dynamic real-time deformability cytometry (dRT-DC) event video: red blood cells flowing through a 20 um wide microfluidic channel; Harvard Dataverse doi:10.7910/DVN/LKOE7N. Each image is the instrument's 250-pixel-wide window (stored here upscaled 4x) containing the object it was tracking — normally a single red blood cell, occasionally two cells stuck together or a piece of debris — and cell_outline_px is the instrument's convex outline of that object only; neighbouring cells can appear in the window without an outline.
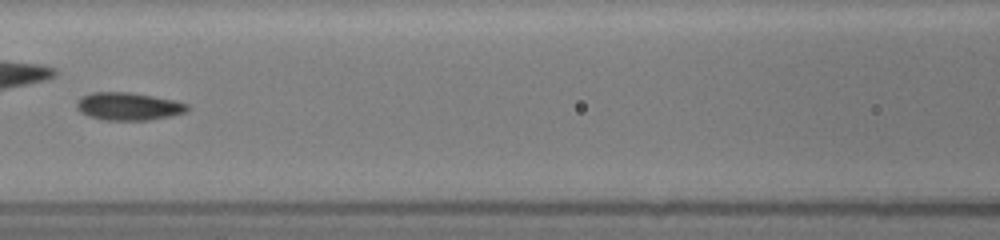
{"species": "common noctule bat (a hibernating species)", "species_latin": "Nyctalus noctula", "temperature_condition": "room temperature", "stored_images_in_passage": 19, "camera_frame_rate_fps": 3000, "um_per_image_px": 0.085, "animal": {"sex": "female", "body_mass_g": 19.5, "forearm_length_mm": 54.1}, "frame": {"image": 1, "passage_image": 17, "time_ms": 6.333, "image_size_px": [1000, 240], "cell_outline_px": [[188, 108], [184, 112], [172, 116], [148, 120], [104, 120], [88, 116], [80, 112], [76, 108], [76, 100], [80, 96], [92, 92], [128, 92], [176, 100], [188, 104]], "centroid_in_image_um": [10.87, 9.04], "position_along_channel_um": 155.7, "area_um2": 18.03}}